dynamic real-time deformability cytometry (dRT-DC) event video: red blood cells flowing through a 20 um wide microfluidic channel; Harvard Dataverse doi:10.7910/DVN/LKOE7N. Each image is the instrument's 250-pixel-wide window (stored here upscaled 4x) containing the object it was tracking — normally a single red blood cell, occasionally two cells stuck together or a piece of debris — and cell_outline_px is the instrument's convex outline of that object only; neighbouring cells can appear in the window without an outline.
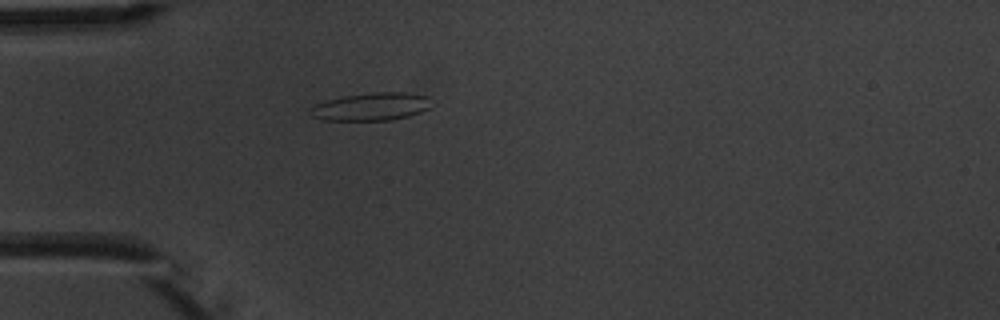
{"species": "common noctule bat (a hibernating species)", "species_latin": "Nyctalus noctula", "temperature_condition": "warm", "stored_images_in_passage": 3, "camera_frame_rate_fps": 3000, "um_per_image_px": 0.085, "animal": {"sex": "male", "body_mass_g": 20.1, "forearm_length_mm": 53.5}, "frame": {"image": 1, "passage_image": 3, "time_ms": 2.333, "image_size_px": [1000, 320], "cell_outline_px": [[436, 104], [432, 108], [408, 116], [392, 120], [324, 120], [312, 116], [308, 112], [308, 108], [316, 104], [328, 100], [344, 96], [376, 92], [404, 92], [428, 96]], "centroid_in_image_um": [31.62, 9.06], "position_along_channel_um": 53.4, "area_um2": 19.88}}